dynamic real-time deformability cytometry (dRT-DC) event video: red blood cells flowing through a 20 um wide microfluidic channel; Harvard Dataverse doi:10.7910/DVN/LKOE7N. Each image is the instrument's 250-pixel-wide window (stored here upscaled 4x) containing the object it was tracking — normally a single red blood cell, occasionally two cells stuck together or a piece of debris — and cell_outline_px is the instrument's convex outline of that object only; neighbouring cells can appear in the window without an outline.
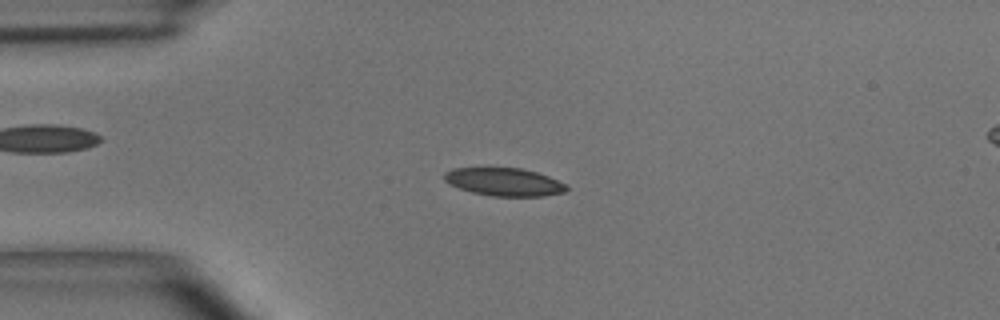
{"species": "common noctule bat (a hibernating species)", "species_latin": "Nyctalus noctula", "temperature_condition": "room temperature", "stored_images_in_passage": 45, "camera_frame_rate_fps": 3000, "um_per_image_px": 0.085, "animal": {"sex": "male", "body_mass_g": 15.6}, "frame": {"image": 1, "passage_image": 10, "time_ms": 3.0, "image_size_px": [1000, 320], "cell_outline_px": [[568, 188], [564, 192], [544, 196], [492, 196], [472, 192], [448, 184], [444, 180], [444, 172], [452, 168], [520, 168], [536, 172], [548, 176], [564, 184]], "centroid_in_image_um": [42.81, 15.46], "position_along_channel_um": 42.2, "area_um2": 19.77}}
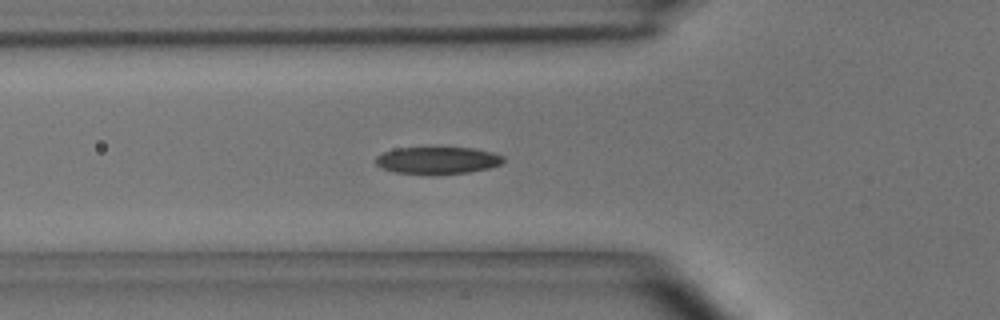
{"frame": {"image": 2, "passage_image": 15, "time_ms": 4.667, "image_size_px": [1000, 320], "cell_outline_px": [[504, 160], [500, 164], [488, 168], [468, 172], [432, 176], [428, 176], [392, 172], [380, 168], [376, 164], [376, 156], [384, 152], [396, 148], [472, 148], [492, 152], [504, 156]], "centroid_in_image_um": [37.14, 13.66], "position_along_channel_um": 88.7, "area_um2": 20.58}}
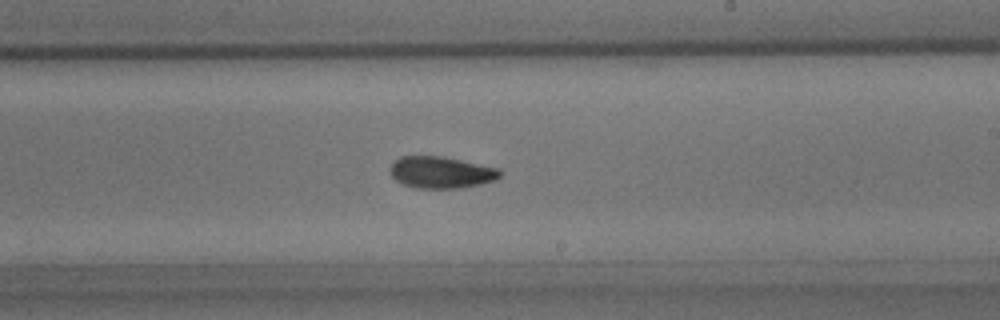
{"frame": {"image": 3, "passage_image": 27, "time_ms": 8.667, "image_size_px": [1000, 320], "cell_outline_px": [[500, 176], [496, 180], [480, 184], [460, 188], [416, 188], [404, 184], [396, 180], [388, 172], [388, 168], [400, 156], [444, 156], [500, 168]], "centroid_in_image_um": [37.49, 14.64], "position_along_channel_um": 251.5, "area_um2": 20.46}, "authors_computed_cell_mechanics": {"area_um2": 20.4034, "velocity_mm_per_s": 4.0529, "shape_relaxation_time_tau1_ms": 4.4992, "shape_relaxation_time_tau2_ms": 3.1551, "deformation_change_tau1": 0.1281, "deformation_change_tau2": 0.0731}}